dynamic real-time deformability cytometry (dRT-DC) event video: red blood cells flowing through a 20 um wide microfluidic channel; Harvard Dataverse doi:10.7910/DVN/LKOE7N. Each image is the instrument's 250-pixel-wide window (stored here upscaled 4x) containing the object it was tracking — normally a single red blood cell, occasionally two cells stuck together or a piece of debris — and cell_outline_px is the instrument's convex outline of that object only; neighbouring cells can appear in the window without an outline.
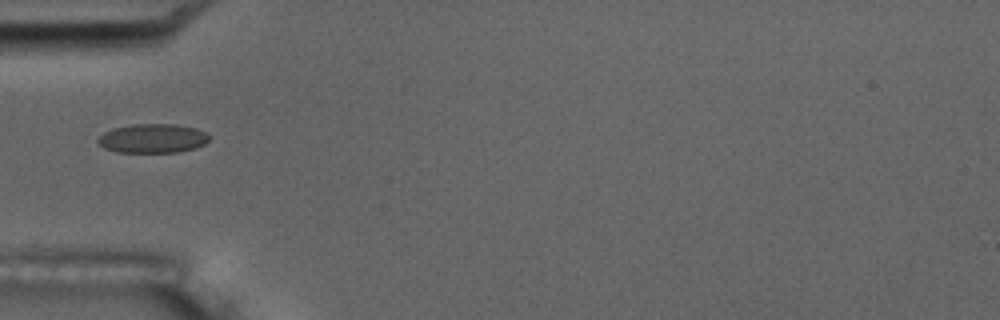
{"species": "common noctule bat (a hibernating species)", "species_latin": "Nyctalus noctula", "temperature_condition": "room temperature", "stored_images_in_passage": 10, "camera_frame_rate_fps": 3000, "um_per_image_px": 0.085, "animal": {"sex": "male", "body_mass_g": 17.5, "forearm_length_mm": 52.3}, "frame": {"image": 1, "passage_image": 2, "time_ms": 1.0, "image_size_px": [1000, 320], "cell_outline_px": [[208, 140], [204, 144], [196, 148], [176, 152], [116, 152], [104, 148], [96, 140], [104, 132], [112, 128], [132, 124], [176, 124], [196, 128], [204, 132], [208, 136]], "centroid_in_image_um": [12.95, 11.76], "position_along_channel_um": 72.0, "area_um2": 18.84}}
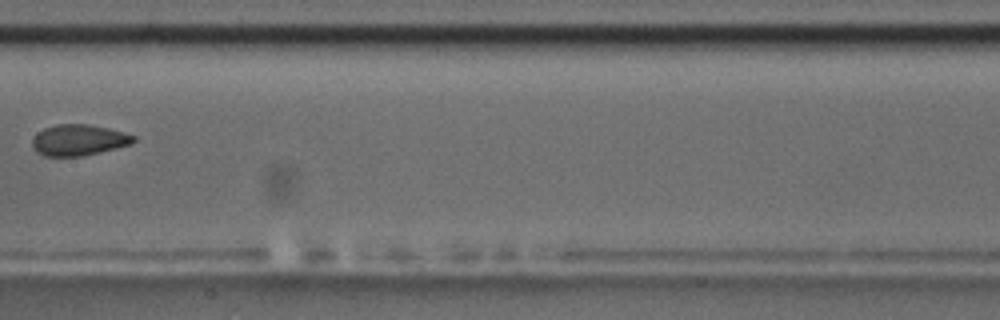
{"frame": {"image": 2, "passage_image": 5, "time_ms": 4.667, "image_size_px": [1000, 320], "cell_outline_px": [[136, 140], [132, 144], [100, 152], [80, 156], [44, 156], [36, 152], [32, 148], [32, 140], [36, 132], [44, 128], [56, 124], [88, 124], [108, 128], [124, 132], [136, 136]], "centroid_in_image_um": [6.67, 11.9], "position_along_channel_um": 200.7, "area_um2": 18.5}, "authors_computed_cell_mechanics": {"area_um2": 18.5538, "velocity_mm_per_s": 3.5112, "shape_relaxation_time_tau1_ms": null, "shape_relaxation_time_tau2_ms": 1.8598, "deformation_change_tau1": null, "deformation_change_tau2": 0.0762}}